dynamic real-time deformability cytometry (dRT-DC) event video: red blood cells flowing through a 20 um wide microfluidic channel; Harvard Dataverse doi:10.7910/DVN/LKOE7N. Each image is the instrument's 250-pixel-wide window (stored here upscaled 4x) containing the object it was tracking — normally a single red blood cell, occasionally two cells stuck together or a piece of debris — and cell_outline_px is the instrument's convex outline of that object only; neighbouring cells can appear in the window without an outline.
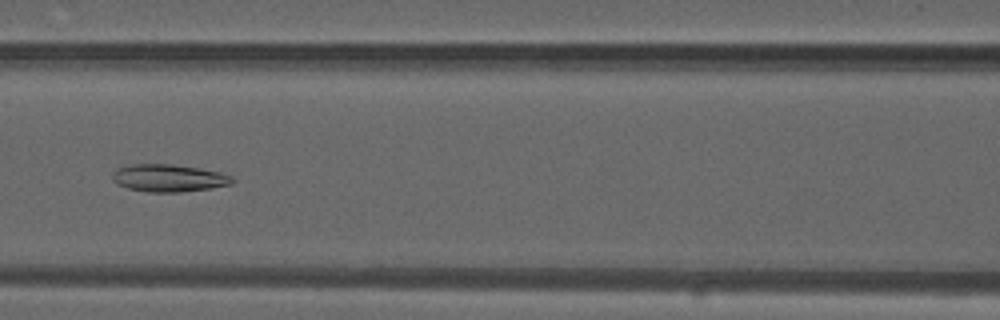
{"species": "common noctule bat (a hibernating species)", "species_latin": "Nyctalus noctula", "temperature_condition": "warm", "stored_images_in_passage": 51, "camera_frame_rate_fps": 3000, "um_per_image_px": 0.085, "animal": {"sex": "male", "forearm_length_mm": 52.5}, "frame": {"image": 1, "passage_image": 23, "time_ms": 7.333, "image_size_px": [1000, 320], "cell_outline_px": [[236, 180], [232, 184], [212, 188], [180, 192], [148, 192], [128, 188], [116, 184], [112, 180], [112, 172], [116, 168], [132, 164], [172, 164], [200, 168], [220, 172], [232, 176]], "centroid_in_image_um": [14.34, 15.13], "position_along_channel_um": 152.3, "area_um2": 19.42}}
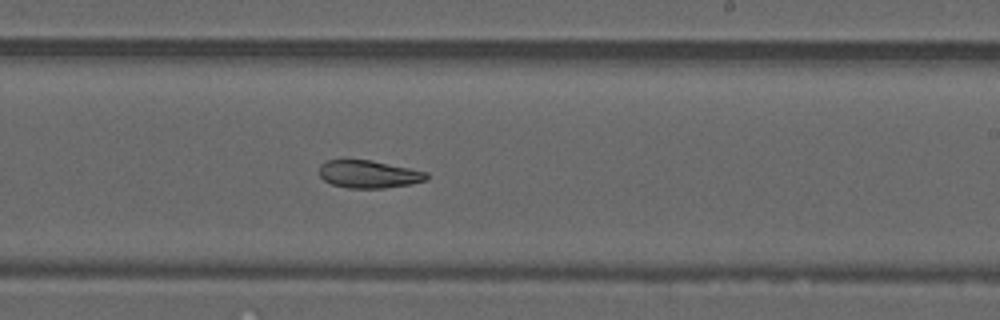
{"frame": {"image": 2, "passage_image": 31, "time_ms": 10.0, "image_size_px": [1000, 320], "cell_outline_px": [[428, 180], [412, 184], [384, 188], [348, 188], [332, 184], [324, 180], [320, 176], [320, 164], [328, 160], [372, 160], [428, 172]], "centroid_in_image_um": [31.38, 14.81], "position_along_channel_um": 257.6, "area_um2": 17.34}}
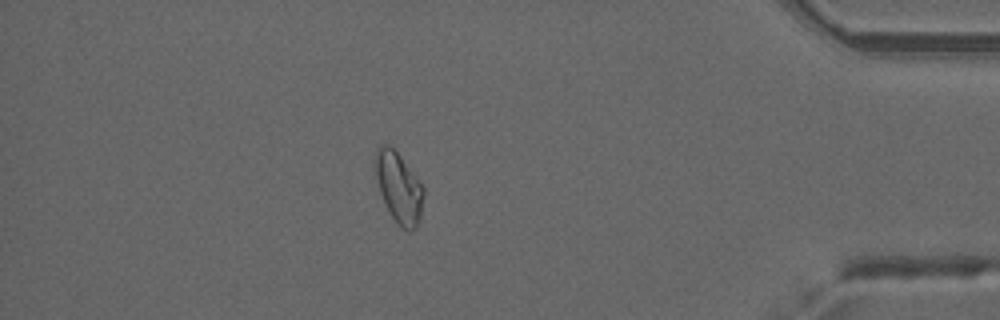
{"frame": {"image": 3, "passage_image": 45, "time_ms": 14.667, "image_size_px": [1000, 320], "cell_outline_px": [[424, 192], [420, 216], [416, 228], [412, 232], [408, 232], [396, 224], [380, 192], [372, 164], [372, 160], [376, 148], [380, 144], [388, 144], [400, 156], [424, 188]], "centroid_in_image_um": [33.85, 15.92], "position_along_channel_um": 401.3, "area_um2": 19.94}, "authors_computed_cell_mechanics": {"area_um2": 20.2878, "velocity_mm_per_s": 3.9722, "shape_relaxation_time_tau1_ms": null, "shape_relaxation_time_tau2_ms": 7.713, "deformation_change_tau1": null, "deformation_change_tau2": 0.1255}}